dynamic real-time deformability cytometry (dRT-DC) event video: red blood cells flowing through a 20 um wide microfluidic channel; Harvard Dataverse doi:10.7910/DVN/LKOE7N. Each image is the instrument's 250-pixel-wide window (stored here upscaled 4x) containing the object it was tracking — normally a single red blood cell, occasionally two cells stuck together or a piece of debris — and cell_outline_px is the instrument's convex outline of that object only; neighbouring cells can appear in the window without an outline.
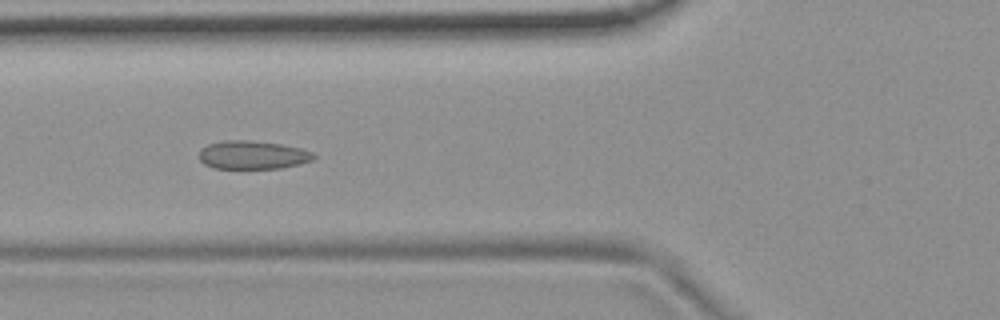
{"species": "common noctule bat (a hibernating species)", "species_latin": "Nyctalus noctula", "temperature_condition": "room temperature", "stored_images_in_passage": 26, "camera_frame_rate_fps": 3000, "um_per_image_px": 0.085, "animal": {"sex": "female", "body_mass_g": 19.9}, "frame": {"image": 1, "passage_image": 6, "time_ms": 1.667, "image_size_px": [1000, 320], "cell_outline_px": [[316, 156], [312, 160], [300, 164], [280, 168], [212, 168], [204, 164], [196, 156], [200, 148], [208, 144], [224, 140], [248, 140], [280, 144], [300, 148], [312, 152]], "centroid_in_image_um": [21.41, 13.17], "position_along_channel_um": 104.4, "area_um2": 19.07}}
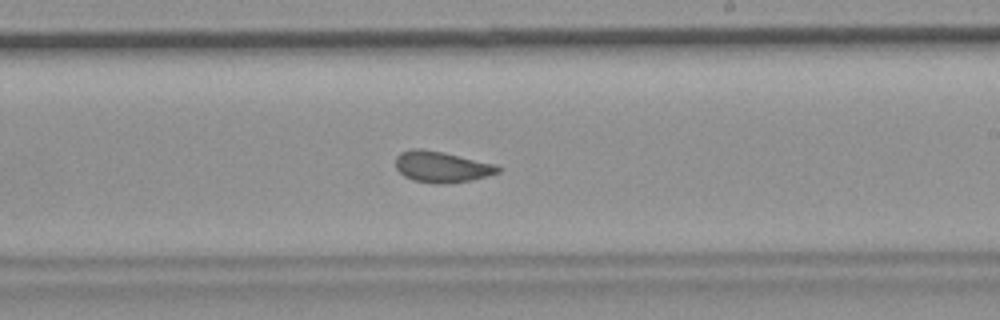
{"frame": {"image": 2, "passage_image": 18, "time_ms": 5.667, "image_size_px": [1000, 320], "cell_outline_px": [[500, 172], [488, 176], [472, 180], [440, 184], [436, 184], [412, 180], [404, 176], [396, 168], [396, 156], [400, 152], [412, 148], [424, 148], [444, 152], [496, 164], [500, 168]], "centroid_in_image_um": [37.53, 14.17], "position_along_channel_um": 251.5, "area_um2": 18.73}}
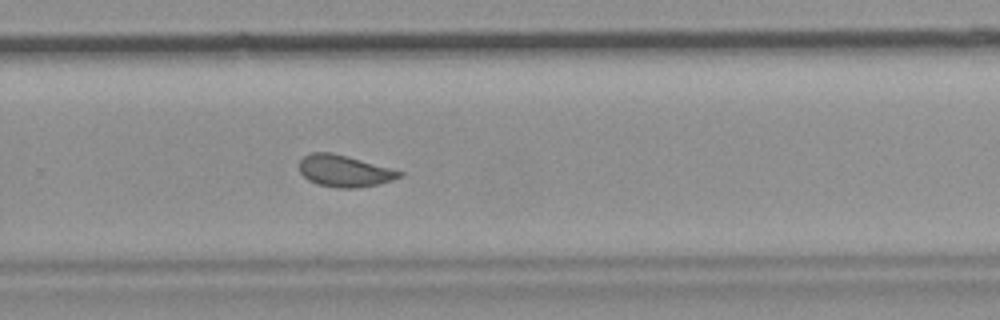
{"frame": {"image": 3, "passage_image": 22, "time_ms": 7.0, "image_size_px": [1000, 320], "cell_outline_px": [[404, 176], [392, 180], [376, 184], [356, 188], [336, 188], [316, 184], [308, 180], [300, 172], [300, 160], [304, 156], [312, 152], [332, 152], [348, 156], [404, 172]], "centroid_in_image_um": [29.26, 14.53], "position_along_channel_um": 300.5, "area_um2": 18.5}}